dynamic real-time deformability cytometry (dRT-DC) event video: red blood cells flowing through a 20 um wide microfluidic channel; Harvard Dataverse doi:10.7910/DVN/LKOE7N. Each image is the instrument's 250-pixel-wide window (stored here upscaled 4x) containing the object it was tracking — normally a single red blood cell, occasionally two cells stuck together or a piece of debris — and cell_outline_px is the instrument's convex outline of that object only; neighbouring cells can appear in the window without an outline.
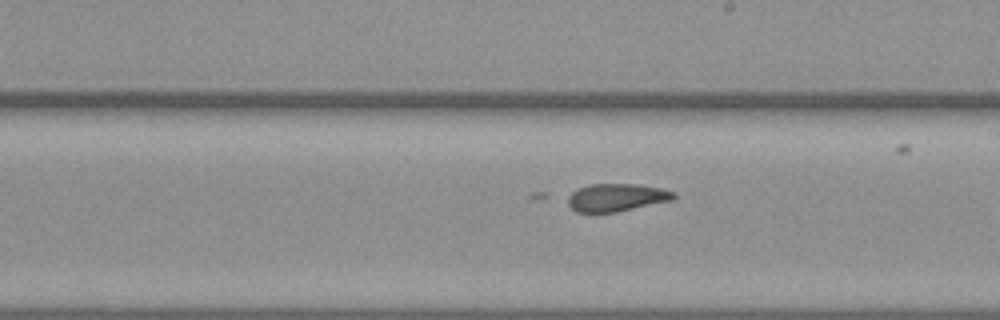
{"species": "common noctule bat (a hibernating species)", "species_latin": "Nyctalus noctula", "temperature_condition": "warm", "stored_images_in_passage": 35, "camera_frame_rate_fps": 3000, "um_per_image_px": 0.085, "animal": {"sex": "female", "body_mass_g": 19.3, "forearm_length_mm": 54.1}, "frame": {"image": 1, "passage_image": 29, "time_ms": 9.333, "image_size_px": [1000, 320], "cell_outline_px": [[676, 196], [672, 200], [616, 212], [576, 212], [568, 204], [564, 196], [576, 188], [588, 184], [636, 184], [660, 188], [676, 192]], "centroid_in_image_um": [52.33, 16.77], "position_along_channel_um": 236.7, "area_um2": 17.34}}